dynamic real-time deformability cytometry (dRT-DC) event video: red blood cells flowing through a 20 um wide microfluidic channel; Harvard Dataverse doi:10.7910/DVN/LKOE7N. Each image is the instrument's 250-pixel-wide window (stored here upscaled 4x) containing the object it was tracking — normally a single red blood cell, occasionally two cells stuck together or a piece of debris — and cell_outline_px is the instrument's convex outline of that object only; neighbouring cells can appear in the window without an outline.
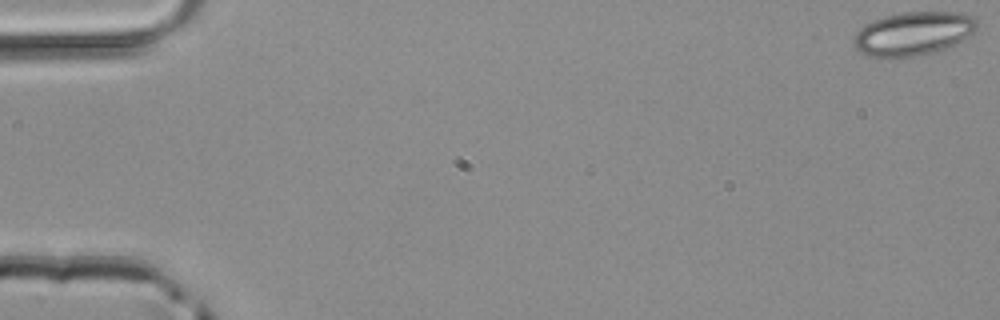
{"species": "common noctule bat (a hibernating species)", "species_latin": "Nyctalus noctula", "temperature_condition": "room temperature", "stored_images_in_passage": 50, "camera_frame_rate_fps": 3000, "um_per_image_px": 0.085, "animal": {"sex": "male", "body_mass_g": 20.4}, "frame": {"image": 1, "passage_image": 1, "time_ms": 0.0, "image_size_px": [1000, 320], "cell_outline_px": [[980, 24], [960, 44], [932, 52], [916, 56], [868, 56], [860, 52], [856, 48], [856, 32], [864, 24], [872, 20], [884, 16], [900, 12], [960, 12], [976, 16], [980, 20]], "centroid_in_image_um": [77.72, 2.82], "position_along_channel_um": 7.3, "area_um2": 31.44}}
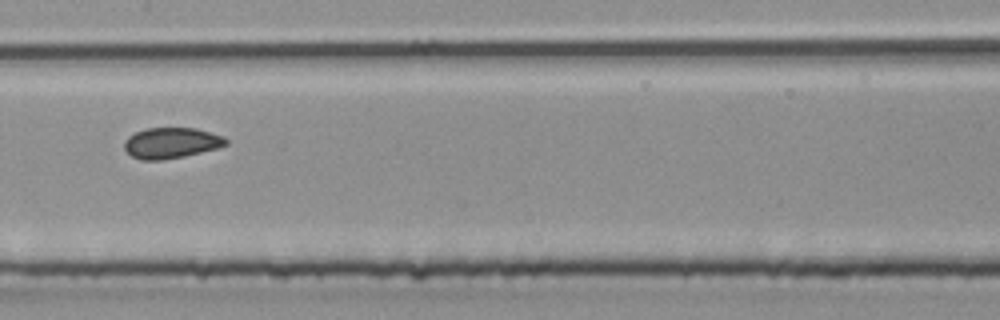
{"frame": {"image": 2, "passage_image": 26, "time_ms": 8.333, "image_size_px": [1000, 320], "cell_outline_px": [[228, 144], [216, 148], [184, 156], [160, 160], [144, 160], [132, 156], [124, 148], [124, 140], [128, 136], [144, 128], [196, 128], [224, 136], [228, 140]], "centroid_in_image_um": [14.55, 12.14], "position_along_channel_um": 192.9, "area_um2": 18.15}}
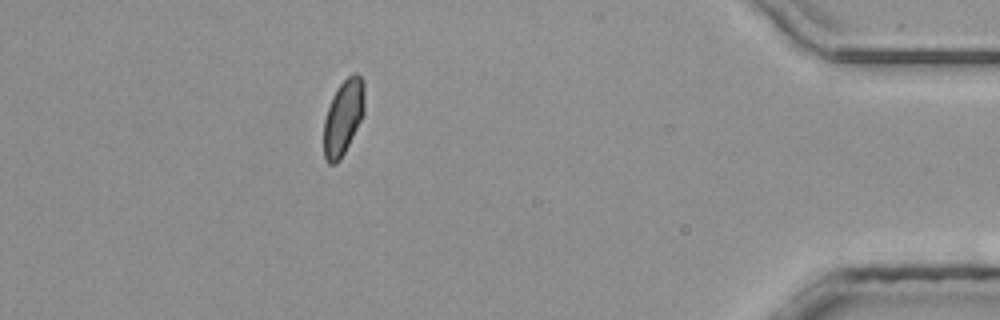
{"frame": {"image": 3, "passage_image": 45, "time_ms": 14.667, "image_size_px": [1000, 320], "cell_outline_px": [[364, 112], [340, 160], [336, 164], [328, 164], [324, 160], [324, 120], [332, 96], [336, 88], [348, 76], [356, 72], [360, 76], [364, 84]], "centroid_in_image_um": [29.16, 9.96], "position_along_channel_um": 406.0, "area_um2": 17.69}}